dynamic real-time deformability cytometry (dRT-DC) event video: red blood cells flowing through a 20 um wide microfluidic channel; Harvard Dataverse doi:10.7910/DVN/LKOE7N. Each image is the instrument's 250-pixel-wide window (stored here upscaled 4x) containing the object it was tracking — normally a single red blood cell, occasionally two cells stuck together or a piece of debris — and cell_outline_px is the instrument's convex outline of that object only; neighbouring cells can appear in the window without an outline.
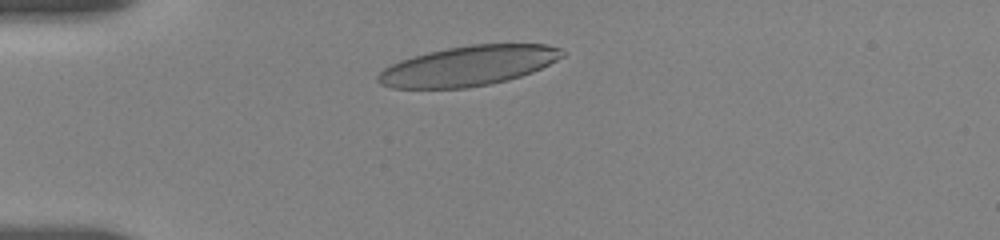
{"species": "human", "species_latin": "Homo sapiens", "temperature_condition": "room temperature", "stored_images_in_passage": 17, "camera_frame_rate_fps": 3000, "um_per_image_px": 0.085, "donor": {"sex": "female"}, "frame": {"image": 1, "passage_image": 4, "time_ms": 1.667, "image_size_px": [1000, 240], "cell_outline_px": [[568, 52], [564, 56], [532, 72], [508, 80], [468, 88], [392, 88], [380, 84], [376, 80], [376, 76], [384, 68], [400, 60], [428, 52], [448, 48], [472, 44], [548, 44], [560, 48]], "centroid_in_image_um": [39.82, 5.59], "position_along_channel_um": 45.2, "area_um2": 42.83}}
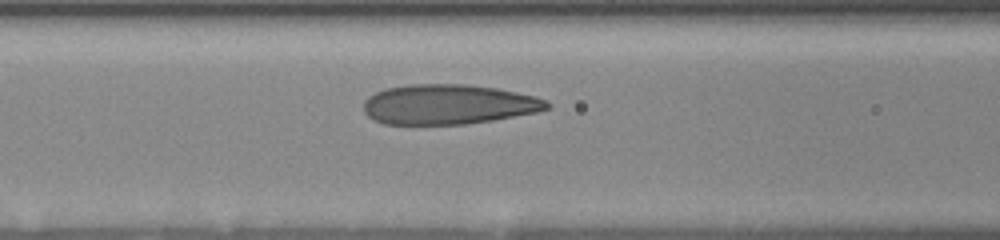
{"frame": {"image": 2, "passage_image": 10, "time_ms": 4.667, "image_size_px": [1000, 240], "cell_outline_px": [[552, 108], [536, 112], [492, 120], [464, 124], [384, 124], [372, 120], [364, 112], [364, 100], [368, 96], [384, 88], [408, 84], [468, 84], [496, 88], [536, 96], [548, 100], [552, 104]], "centroid_in_image_um": [38.12, 8.86], "position_along_channel_um": 128.5, "area_um2": 43.0}}
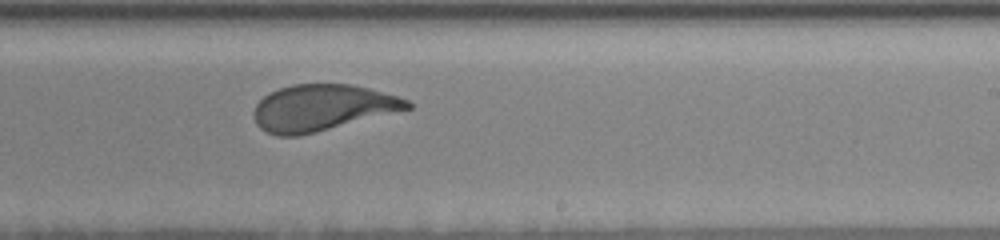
{"frame": {"image": 3, "passage_image": 17, "time_ms": 8.333, "image_size_px": [1000, 240], "cell_outline_px": [[412, 108], [300, 136], [276, 136], [260, 128], [256, 124], [252, 112], [256, 104], [268, 92], [292, 84], [352, 84], [368, 88], [396, 96], [408, 100], [412, 104]], "centroid_in_image_um": [27.34, 9.16], "position_along_channel_um": 261.7, "area_um2": 41.33}}